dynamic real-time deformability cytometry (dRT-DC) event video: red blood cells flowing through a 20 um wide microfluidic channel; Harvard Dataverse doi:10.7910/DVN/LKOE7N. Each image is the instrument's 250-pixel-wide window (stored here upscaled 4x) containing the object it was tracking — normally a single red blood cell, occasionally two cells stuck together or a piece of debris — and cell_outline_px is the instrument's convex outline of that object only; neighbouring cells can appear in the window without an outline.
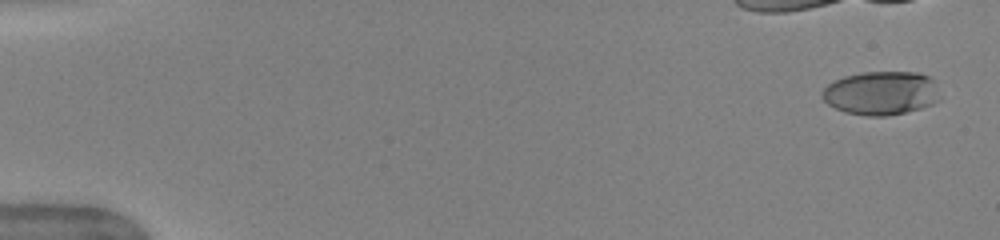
{"species": "human", "species_latin": "Homo sapiens", "temperature_condition": "warm", "stored_images_in_passage": 43, "camera_frame_rate_fps": 3000, "um_per_image_px": 0.085, "donor": {"sex": "female"}, "frame": {"image": 1, "passage_image": 3, "time_ms": 0.667, "image_size_px": [1000, 240], "cell_outline_px": [[932, 104], [920, 108], [904, 112], [884, 116], [868, 116], [844, 112], [828, 104], [820, 96], [824, 88], [828, 84], [844, 76], [864, 72], [916, 72], [928, 76], [932, 80]], "centroid_in_image_um": [74.75, 7.91], "position_along_channel_um": 10.3, "area_um2": 29.02}}